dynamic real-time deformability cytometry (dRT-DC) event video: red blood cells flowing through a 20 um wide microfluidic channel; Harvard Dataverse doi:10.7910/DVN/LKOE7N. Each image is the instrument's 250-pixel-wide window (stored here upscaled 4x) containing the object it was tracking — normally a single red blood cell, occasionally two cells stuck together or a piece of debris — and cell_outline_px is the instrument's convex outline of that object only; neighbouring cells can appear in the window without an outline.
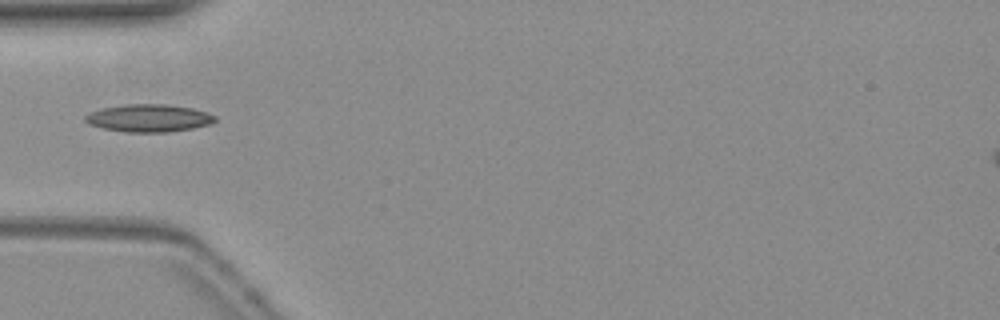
{"species": "common noctule bat (a hibernating species)", "species_latin": "Nyctalus noctula", "temperature_condition": "warm", "stored_images_in_passage": 32, "camera_frame_rate_fps": 3000, "um_per_image_px": 0.085, "animal": {"sex": "female", "body_mass_g": 19.3, "forearm_length_mm": 54.1}, "frame": {"image": 1, "passage_image": 1, "time_ms": 0.0, "image_size_px": [1000, 320], "cell_outline_px": [[216, 120], [212, 124], [192, 128], [168, 132], [128, 132], [104, 128], [88, 124], [84, 120], [84, 116], [92, 112], [104, 108], [124, 104], [164, 104], [192, 108], [216, 116]], "centroid_in_image_um": [12.66, 10.04], "position_along_channel_um": 72.3, "area_um2": 20.69}}
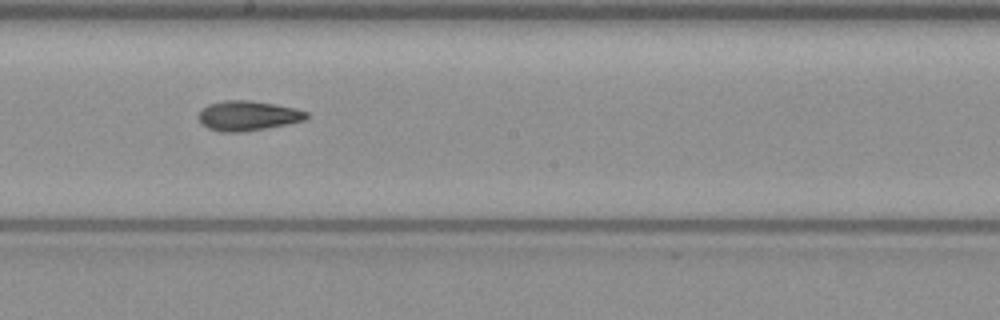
{"frame": {"image": 2, "passage_image": 13, "time_ms": 4.0, "image_size_px": [1000, 320], "cell_outline_px": [[308, 116], [304, 120], [244, 132], [220, 132], [208, 128], [200, 120], [200, 112], [208, 104], [224, 100], [252, 100], [276, 104], [296, 108], [308, 112]], "centroid_in_image_um": [21.08, 9.82], "position_along_channel_um": 227.1, "area_um2": 18.55}}
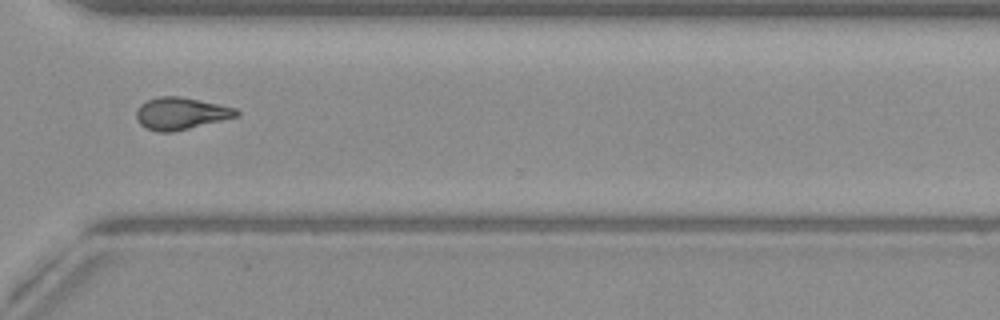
{"frame": {"image": 3, "passage_image": 23, "time_ms": 7.333, "image_size_px": [1000, 320], "cell_outline_px": [[240, 112], [236, 116], [172, 132], [156, 132], [140, 124], [136, 120], [136, 112], [140, 104], [148, 100], [160, 96], [180, 96], [220, 104], [236, 108]], "centroid_in_image_um": [15.34, 9.63], "position_along_channel_um": 355.3, "area_um2": 18.5}}